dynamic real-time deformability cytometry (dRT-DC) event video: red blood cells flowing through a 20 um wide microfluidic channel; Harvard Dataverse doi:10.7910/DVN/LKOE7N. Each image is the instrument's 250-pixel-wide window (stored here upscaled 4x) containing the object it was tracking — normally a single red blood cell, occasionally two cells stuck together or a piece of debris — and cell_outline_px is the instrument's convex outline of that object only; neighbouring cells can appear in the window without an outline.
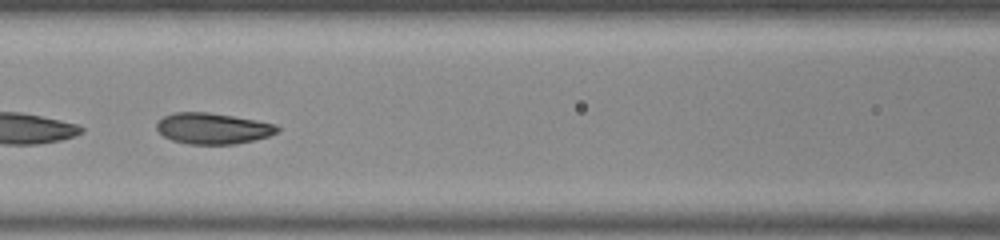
{"species": "common noctule bat (a hibernating species)", "species_latin": "Nyctalus noctula", "temperature_condition": "room temperature", "stored_images_in_passage": 26, "camera_frame_rate_fps": 3000, "um_per_image_px": 0.085, "animal": {"sex": "male", "body_mass_g": 20.0, "forearm_length_mm": 53.3}, "frame": {"image": 1, "passage_image": 12, "time_ms": 3.667, "image_size_px": [1000, 240], "cell_outline_px": [[280, 132], [268, 136], [236, 144], [188, 144], [172, 140], [164, 136], [156, 128], [156, 124], [164, 116], [176, 112], [208, 112], [256, 120], [276, 124], [280, 128]], "centroid_in_image_um": [18.11, 10.92], "position_along_channel_um": 148.5, "area_um2": 21.73}}